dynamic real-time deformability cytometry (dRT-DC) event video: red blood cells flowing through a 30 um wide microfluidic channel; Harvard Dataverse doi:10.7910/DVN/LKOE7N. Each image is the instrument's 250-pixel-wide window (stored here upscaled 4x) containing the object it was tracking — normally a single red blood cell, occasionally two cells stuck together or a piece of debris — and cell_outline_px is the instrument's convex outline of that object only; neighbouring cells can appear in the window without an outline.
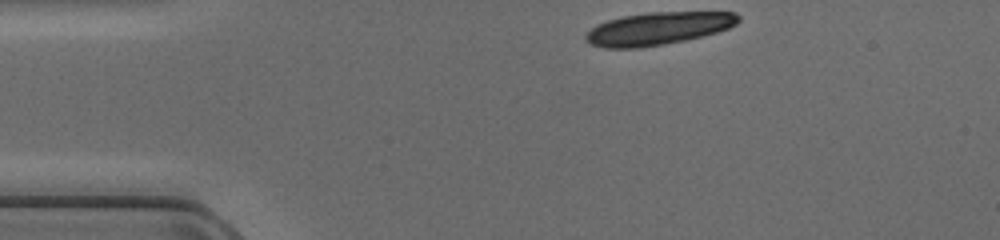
{"species": "common noctule bat (a hibernating species)", "species_latin": "Nyctalus noctula", "temperature_condition": "cold", "stored_images_in_passage": 39, "camera_frame_rate_fps": 3000, "um_per_image_px": 0.085, "animal": {"sex": "female", "body_mass_g": 17.0, "forearm_length_mm": 48.0}, "frame": {"image": 1, "passage_image": 1, "time_ms": 0.0, "image_size_px": [1000, 240], "cell_outline_px": [[740, 20], [736, 24], [728, 28], [716, 32], [684, 40], [664, 44], [636, 48], [604, 48], [592, 44], [584, 40], [584, 36], [596, 24], [608, 20], [624, 16], [648, 12], [736, 12], [740, 16]], "centroid_in_image_um": [55.92, 2.42], "position_along_channel_um": 29.1, "area_um2": 28.9}}
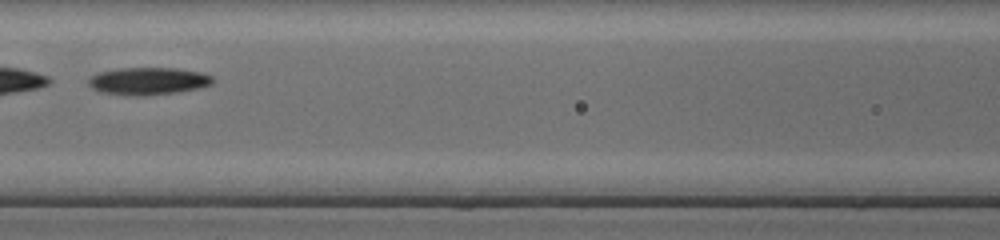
{"frame": {"image": 2, "passage_image": 14, "time_ms": 4.333, "image_size_px": [1000, 240], "cell_outline_px": [[212, 84], [200, 88], [176, 92], [144, 96], [140, 96], [100, 92], [92, 88], [88, 84], [88, 80], [92, 76], [100, 72], [120, 68], [176, 68], [200, 72], [212, 76]], "centroid_in_image_um": [12.6, 6.89], "position_along_channel_um": 154.0, "area_um2": 19.71}}
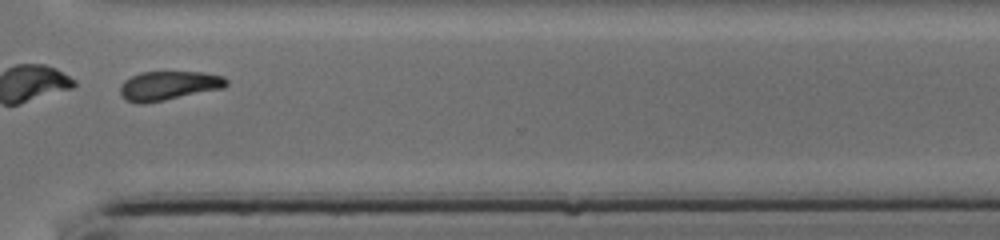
{"frame": {"image": 3, "passage_image": 28, "time_ms": 9.0, "image_size_px": [1000, 240], "cell_outline_px": [[228, 84], [224, 88], [144, 104], [140, 104], [128, 100], [120, 96], [120, 88], [124, 80], [140, 72], [204, 72], [224, 76], [228, 80]], "centroid_in_image_um": [14.35, 7.27], "position_along_channel_um": 356.2, "area_um2": 18.03}}